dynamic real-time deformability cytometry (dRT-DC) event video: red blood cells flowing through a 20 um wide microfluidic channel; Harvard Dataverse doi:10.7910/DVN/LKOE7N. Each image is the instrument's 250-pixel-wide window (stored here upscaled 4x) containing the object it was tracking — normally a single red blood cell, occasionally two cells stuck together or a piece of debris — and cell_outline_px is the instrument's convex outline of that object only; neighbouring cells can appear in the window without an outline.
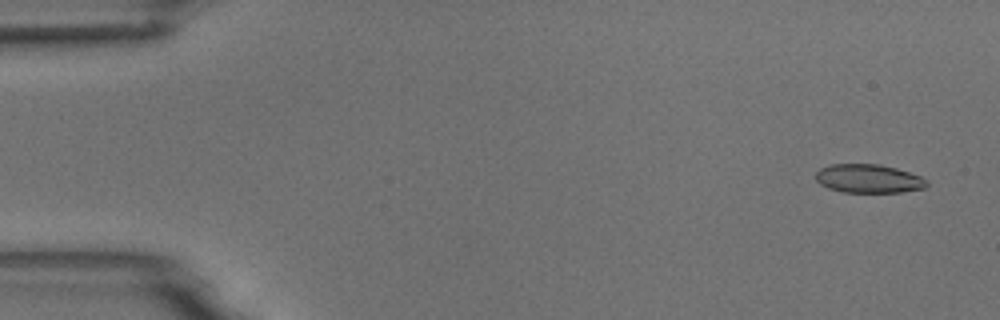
{"species": "common noctule bat (a hibernating species)", "species_latin": "Nyctalus noctula", "temperature_condition": "room temperature", "stored_images_in_passage": 6, "camera_frame_rate_fps": 3000, "um_per_image_px": 0.085, "animal": {"sex": "male", "body_mass_g": 18.8}, "frame": {"image": 1, "passage_image": 1, "time_ms": 0.0, "image_size_px": [1000, 320], "cell_outline_px": [[928, 184], [924, 188], [900, 192], [844, 192], [828, 188], [820, 184], [816, 180], [816, 172], [820, 168], [828, 164], [880, 164], [896, 168], [920, 176], [928, 180]], "centroid_in_image_um": [73.81, 15.17], "position_along_channel_um": 11.2, "area_um2": 18.55}}
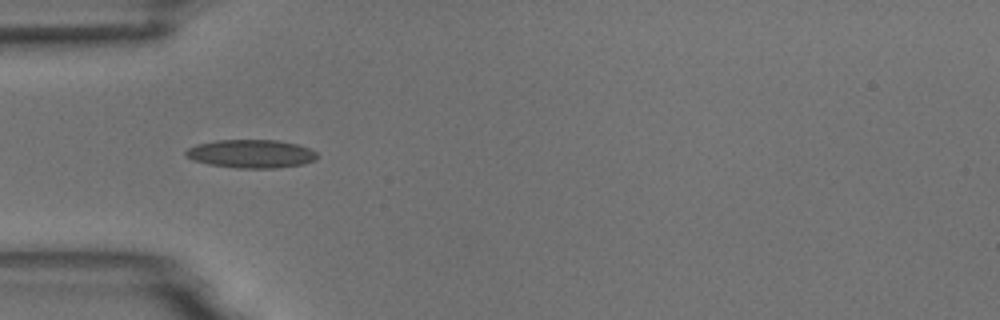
{"frame": {"image": 2, "passage_image": 4, "time_ms": 4.667, "image_size_px": [1000, 320], "cell_outline_px": [[320, 156], [316, 160], [304, 164], [276, 168], [236, 168], [208, 164], [192, 160], [184, 156], [184, 152], [188, 148], [196, 144], [216, 140], [276, 140], [296, 144], [308, 148], [316, 152]], "centroid_in_image_um": [21.33, 13.07], "position_along_channel_um": 63.7, "area_um2": 21.91}}